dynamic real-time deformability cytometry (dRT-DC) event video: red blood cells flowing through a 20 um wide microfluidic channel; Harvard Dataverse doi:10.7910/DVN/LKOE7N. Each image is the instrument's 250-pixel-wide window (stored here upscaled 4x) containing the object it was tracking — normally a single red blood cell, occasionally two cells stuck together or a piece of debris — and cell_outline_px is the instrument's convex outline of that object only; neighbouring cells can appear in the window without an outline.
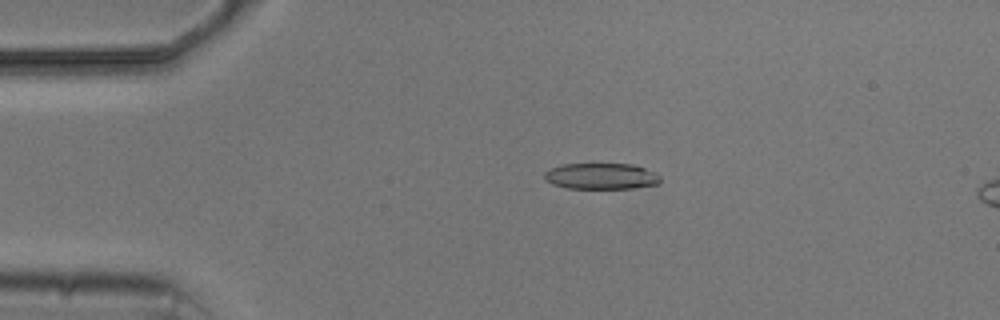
{"species": "common noctule bat (a hibernating species)", "species_latin": "Nyctalus noctula", "temperature_condition": "cold", "stored_images_in_passage": 4, "camera_frame_rate_fps": 3000, "um_per_image_px": 0.085, "animal": {"sex": "male", "body_mass_g": 20.5, "forearm_length_mm": 52.5}, "frame": {"image": 1, "passage_image": 3, "time_ms": 3.0, "image_size_px": [1000, 320], "cell_outline_px": [[660, 180], [656, 184], [632, 188], [568, 188], [552, 184], [544, 180], [544, 172], [552, 168], [564, 164], [632, 164], [656, 172], [660, 176]], "centroid_in_image_um": [51.08, 14.97], "position_along_channel_um": 33.9, "area_um2": 17.51}}